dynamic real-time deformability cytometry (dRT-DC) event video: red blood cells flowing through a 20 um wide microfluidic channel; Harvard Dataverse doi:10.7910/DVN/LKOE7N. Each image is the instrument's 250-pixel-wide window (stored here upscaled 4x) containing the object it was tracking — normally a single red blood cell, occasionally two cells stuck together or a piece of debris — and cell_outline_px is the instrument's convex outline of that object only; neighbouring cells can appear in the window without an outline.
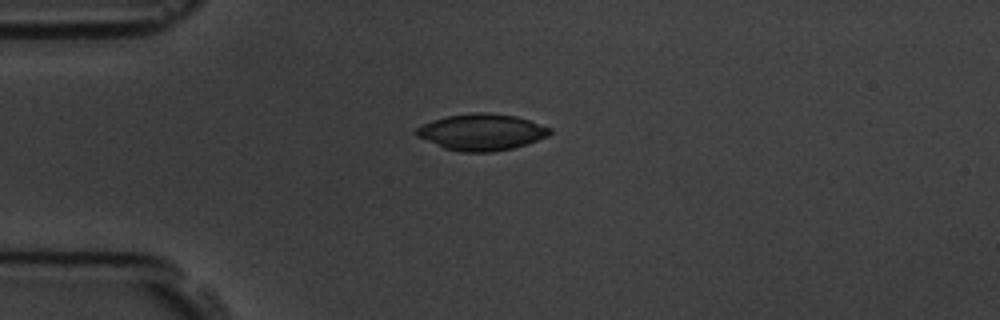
{"species": "common noctule bat (a hibernating species)", "species_latin": "Nyctalus noctula", "temperature_condition": "room temperature", "stored_images_in_passage": 44, "camera_frame_rate_fps": 3000, "um_per_image_px": 0.085, "animal": {"sex": "male", "body_mass_g": 19.5, "forearm_length_mm": 54.6}, "frame": {"image": 1, "passage_image": 1, "time_ms": 0.0, "image_size_px": [1000, 320], "cell_outline_px": [[552, 132], [548, 136], [512, 148], [492, 152], [460, 152], [444, 148], [416, 136], [416, 128], [432, 120], [448, 116], [472, 112], [488, 112], [516, 116], [552, 128]], "centroid_in_image_um": [40.93, 11.22], "position_along_channel_um": 44.1, "area_um2": 28.21}}
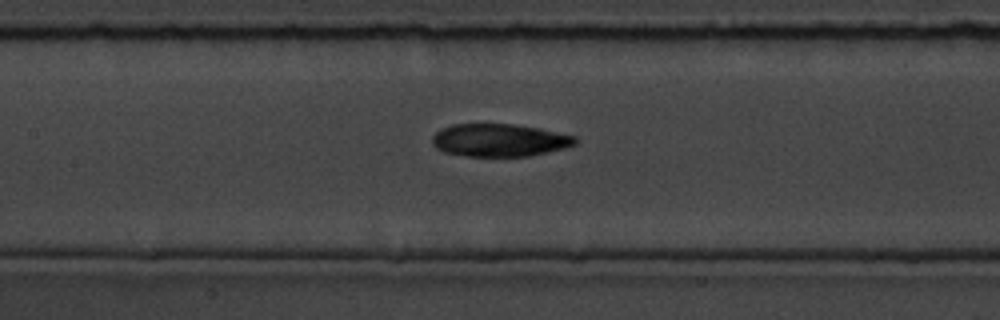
{"frame": {"image": 2, "passage_image": 13, "time_ms": 4.0, "image_size_px": [1000, 320], "cell_outline_px": [[576, 144], [564, 148], [548, 152], [528, 156], [468, 156], [444, 152], [436, 148], [432, 144], [432, 136], [440, 128], [452, 124], [512, 124], [540, 128], [576, 136]], "centroid_in_image_um": [42.43, 11.91], "position_along_channel_um": 165.0, "area_um2": 27.34}}
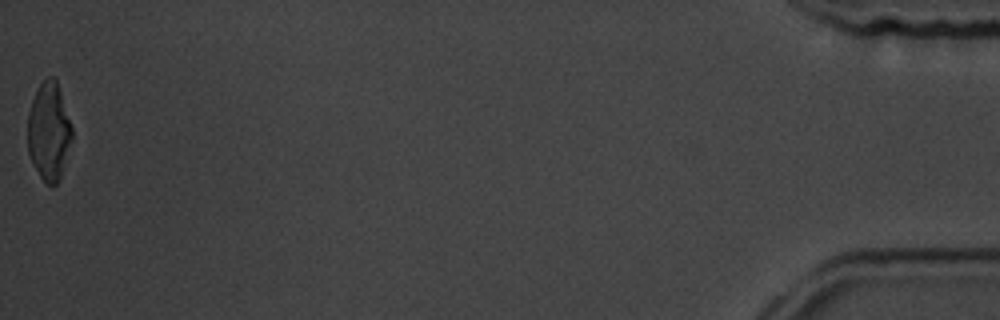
{"frame": {"image": 3, "passage_image": 44, "time_ms": 14.333, "image_size_px": [1000, 320], "cell_outline_px": [[72, 136], [60, 180], [52, 188], [40, 176], [28, 152], [28, 112], [32, 100], [40, 84], [48, 76], [52, 76], [56, 80], [72, 128]], "centroid_in_image_um": [4.15, 11.19], "position_along_channel_um": 431.0, "area_um2": 24.85}, "authors_computed_cell_mechanics": {"area_um2": 27.8018, "velocity_mm_per_s": 3.5441, "shape_relaxation_time_tau1_ms": 4.24, "shape_relaxation_time_tau2_ms": 3.3945, "deformation_change_tau1": 0.1482, "deformation_change_tau2": 0.0903}}